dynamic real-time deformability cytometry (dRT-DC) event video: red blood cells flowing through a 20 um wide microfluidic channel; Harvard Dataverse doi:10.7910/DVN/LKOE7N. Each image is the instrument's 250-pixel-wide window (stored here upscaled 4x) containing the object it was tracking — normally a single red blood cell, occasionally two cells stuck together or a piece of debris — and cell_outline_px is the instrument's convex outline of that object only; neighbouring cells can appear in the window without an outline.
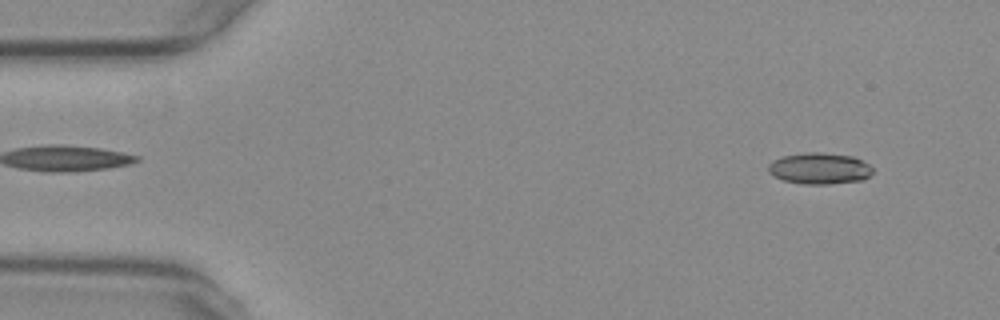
{"species": "common noctule bat (a hibernating species)", "species_latin": "Nyctalus noctula", "temperature_condition": "warm", "stored_images_in_passage": 54, "camera_frame_rate_fps": 3000, "um_per_image_px": 0.085, "animal": {"sex": "female", "body_mass_g": 29.2, "forearm_length_mm": 56.3}, "frame": {"image": 1, "passage_image": 4, "time_ms": 1.0, "image_size_px": [1000, 320], "cell_outline_px": [[872, 172], [864, 180], [828, 184], [804, 184], [784, 180], [768, 172], [768, 164], [772, 160], [784, 156], [812, 152], [820, 152], [852, 156], [868, 164], [872, 168]], "centroid_in_image_um": [69.66, 14.32], "position_along_channel_um": 15.3, "area_um2": 18.84}}
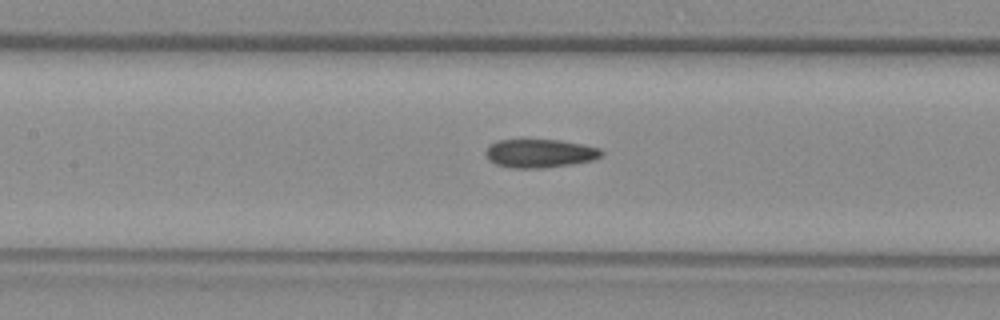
{"frame": {"image": 2, "passage_image": 24, "time_ms": 7.667, "image_size_px": [1000, 320], "cell_outline_px": [[604, 152], [600, 156], [592, 160], [572, 164], [544, 168], [512, 168], [496, 164], [488, 160], [488, 148], [496, 140], [560, 140], [584, 144], [600, 148]], "centroid_in_image_um": [45.93, 13.04], "position_along_channel_um": 161.5, "area_um2": 19.07}}
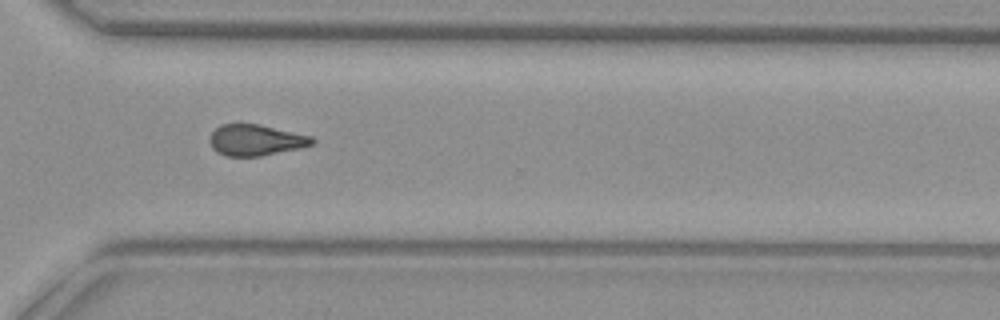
{"frame": {"image": 3, "passage_image": 39, "time_ms": 12.667, "image_size_px": [1000, 320], "cell_outline_px": [[316, 140], [312, 144], [300, 148], [260, 156], [224, 156], [216, 152], [212, 148], [208, 140], [208, 136], [220, 124], [260, 124], [312, 136]], "centroid_in_image_um": [21.7, 11.9], "position_along_channel_um": 348.9, "area_um2": 18.73}, "authors_computed_cell_mechanics": {"area_um2": 19.0162, "velocity_mm_per_s": 3.7584, "shape_relaxation_time_tau1_ms": null, "shape_relaxation_time_tau2_ms": 3.8609, "deformation_change_tau1": null, "deformation_change_tau2": 0.1114}}